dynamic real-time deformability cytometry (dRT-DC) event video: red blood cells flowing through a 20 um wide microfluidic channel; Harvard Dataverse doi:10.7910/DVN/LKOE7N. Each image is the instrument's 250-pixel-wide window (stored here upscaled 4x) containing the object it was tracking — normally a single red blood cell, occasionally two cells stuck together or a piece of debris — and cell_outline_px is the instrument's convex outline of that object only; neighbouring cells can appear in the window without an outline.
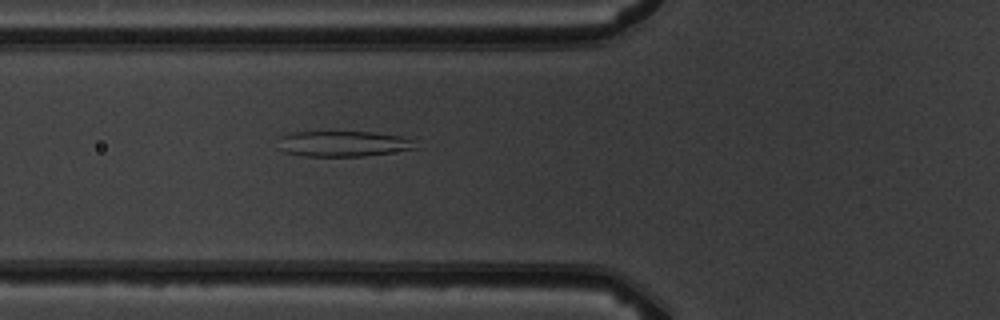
{"species": "common noctule bat (a hibernating species)", "species_latin": "Nyctalus noctula", "temperature_condition": "warm", "stored_images_in_passage": 6, "camera_frame_rate_fps": 3000, "um_per_image_px": 0.085, "animal": {"sex": "male", "body_mass_g": 19.5, "forearm_length_mm": 54.6}, "frame": {"image": 1, "passage_image": 6, "time_ms": 6.0, "image_size_px": [1000, 320], "cell_outline_px": [[420, 148], [364, 156], [304, 156], [284, 152], [280, 148], [280, 136], [292, 132], [372, 132], [400, 136], [412, 140]], "centroid_in_image_um": [29.19, 12.22], "position_along_channel_um": 96.6, "area_um2": 20.4}}